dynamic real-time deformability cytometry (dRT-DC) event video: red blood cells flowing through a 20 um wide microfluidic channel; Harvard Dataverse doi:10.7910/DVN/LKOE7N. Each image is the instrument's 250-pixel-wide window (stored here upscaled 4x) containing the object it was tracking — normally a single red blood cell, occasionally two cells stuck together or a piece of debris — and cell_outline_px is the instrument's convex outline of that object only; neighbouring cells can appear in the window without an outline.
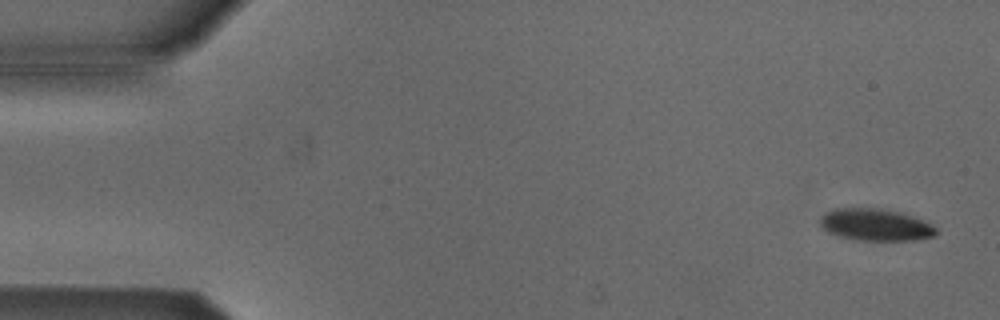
{"species": "Egyptian fruit bat (a non-hibernating species)", "species_latin": "Rousettus aegyptiacus", "temperature_condition": "cold", "stored_images_in_passage": 5, "camera_frame_rate_fps": 3000, "um_per_image_px": 0.085, "animal": {"sex": "male"}, "frame": {"image": 1, "passage_image": 1, "time_ms": 0.0, "image_size_px": [1000, 320], "cell_outline_px": [[936, 236], [916, 240], [860, 240], [840, 236], [828, 232], [820, 224], [820, 216], [824, 212], [832, 208], [880, 208], [900, 212], [912, 216], [932, 224], [936, 228]], "centroid_in_image_um": [74.41, 19.09], "position_along_channel_um": 10.6, "area_um2": 21.68}}
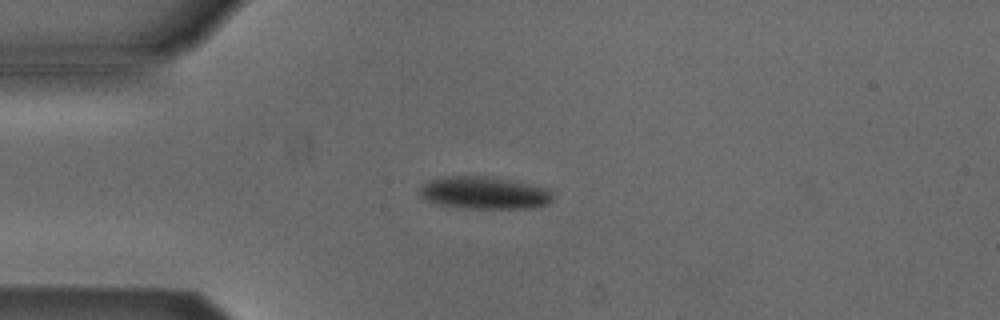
{"frame": {"image": 2, "passage_image": 4, "time_ms": 3.667, "image_size_px": [1000, 320], "cell_outline_px": [[552, 200], [548, 204], [540, 208], [460, 208], [440, 204], [424, 200], [420, 196], [420, 188], [428, 180], [440, 176], [484, 176], [532, 184], [548, 188], [552, 192]], "centroid_in_image_um": [41.17, 16.4], "position_along_channel_um": 43.8, "area_um2": 25.37}}
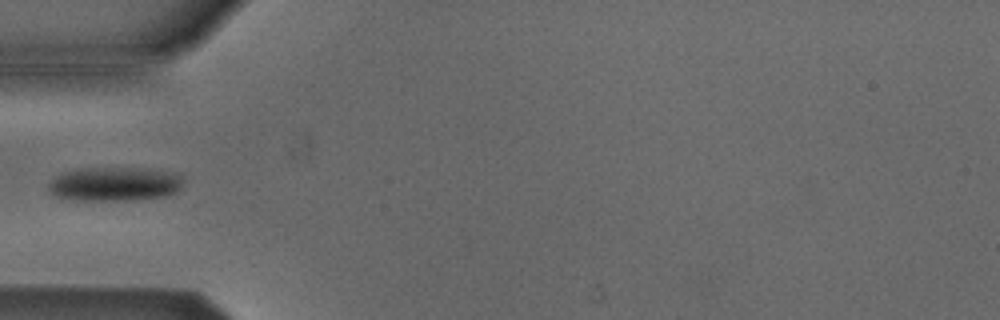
{"frame": {"image": 3, "passage_image": 5, "time_ms": 5.0, "image_size_px": [1000, 320], "cell_outline_px": [[184, 180], [180, 188], [176, 192], [168, 196], [136, 200], [68, 200], [56, 196], [48, 188], [48, 184], [56, 176], [64, 172], [80, 168], [136, 168], [176, 172], [184, 176]], "centroid_in_image_um": [9.79, 15.65], "position_along_channel_um": 75.2, "area_um2": 27.05}}